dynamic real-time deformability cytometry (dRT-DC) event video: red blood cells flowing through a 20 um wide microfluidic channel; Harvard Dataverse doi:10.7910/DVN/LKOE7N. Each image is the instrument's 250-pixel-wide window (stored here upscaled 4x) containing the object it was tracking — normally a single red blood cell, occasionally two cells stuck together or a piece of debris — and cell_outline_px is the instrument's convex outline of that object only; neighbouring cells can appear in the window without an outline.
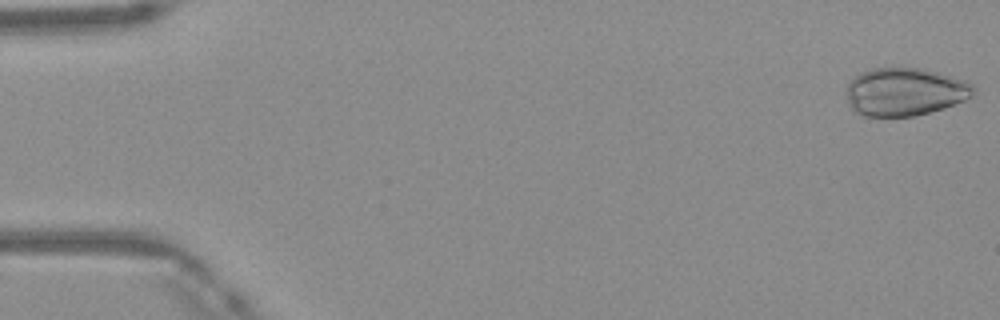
{"species": "Egyptian fruit bat (a non-hibernating species)", "species_latin": "Rousettus aegyptiacus", "temperature_condition": "warm", "stored_images_in_passage": 11, "camera_frame_rate_fps": 3000, "um_per_image_px": 0.085, "frame": {"image": 1, "passage_image": 1, "time_ms": 0.0, "image_size_px": [1000, 320], "cell_outline_px": [[976, 88], [972, 96], [964, 100], [944, 108], [912, 116], [864, 116], [856, 112], [848, 104], [848, 80], [852, 76], [860, 72], [872, 68], [920, 68], [968, 80]], "centroid_in_image_um": [76.91, 7.79], "position_along_channel_um": 8.1, "area_um2": 35.6}}